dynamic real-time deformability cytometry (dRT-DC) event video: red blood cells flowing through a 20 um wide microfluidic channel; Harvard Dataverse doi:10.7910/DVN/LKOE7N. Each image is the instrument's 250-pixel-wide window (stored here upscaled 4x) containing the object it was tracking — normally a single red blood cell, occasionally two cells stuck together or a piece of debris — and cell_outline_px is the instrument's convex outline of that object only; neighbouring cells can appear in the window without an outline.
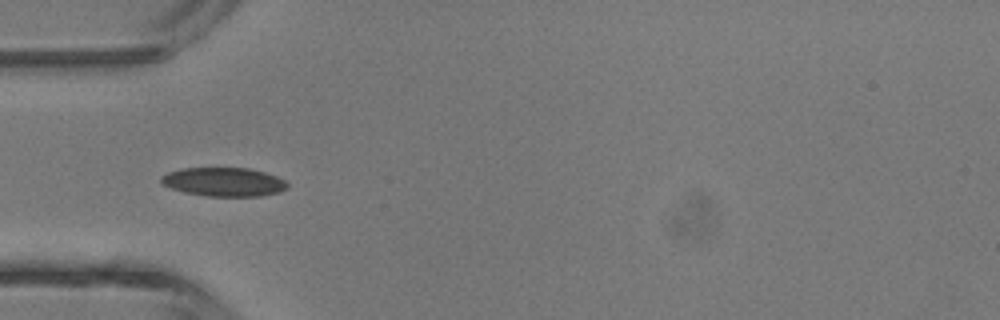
{"species": "common noctule bat (a hibernating species)", "species_latin": "Nyctalus noctula", "temperature_condition": "room temperature", "stored_images_in_passage": 2, "camera_frame_rate_fps": 3000, "um_per_image_px": 0.085, "animal": {"sex": "male", "body_mass_g": 13.3}, "frame": {"image": 1, "passage_image": 1, "time_ms": 0.0, "image_size_px": [1000, 320], "cell_outline_px": [[288, 188], [280, 192], [260, 196], [208, 196], [184, 192], [172, 188], [164, 184], [160, 180], [160, 176], [168, 172], [180, 168], [248, 168], [264, 172], [276, 176], [284, 180], [288, 184]], "centroid_in_image_um": [19.03, 15.46], "position_along_channel_um": 66.0, "area_um2": 21.15}}
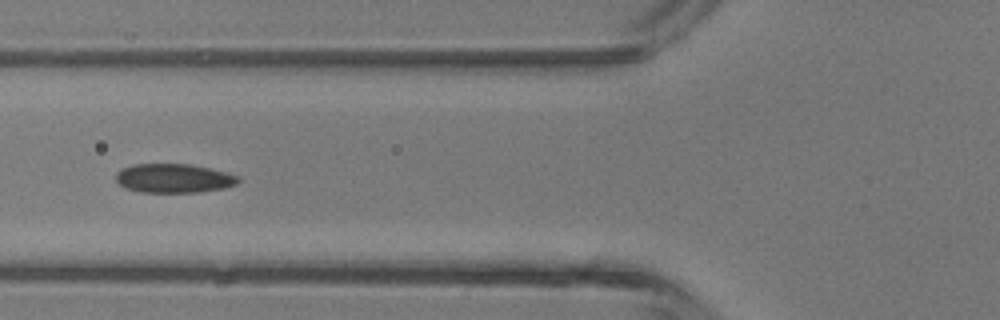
{"frame": {"image": 2, "passage_image": 2, "time_ms": 1.0, "image_size_px": [1000, 320], "cell_outline_px": [[240, 180], [236, 184], [224, 188], [200, 192], [140, 192], [124, 188], [116, 180], [116, 172], [132, 164], [192, 164], [212, 168], [228, 172], [240, 176]], "centroid_in_image_um": [14.81, 15.15], "position_along_channel_um": 111.0, "area_um2": 20.92}}